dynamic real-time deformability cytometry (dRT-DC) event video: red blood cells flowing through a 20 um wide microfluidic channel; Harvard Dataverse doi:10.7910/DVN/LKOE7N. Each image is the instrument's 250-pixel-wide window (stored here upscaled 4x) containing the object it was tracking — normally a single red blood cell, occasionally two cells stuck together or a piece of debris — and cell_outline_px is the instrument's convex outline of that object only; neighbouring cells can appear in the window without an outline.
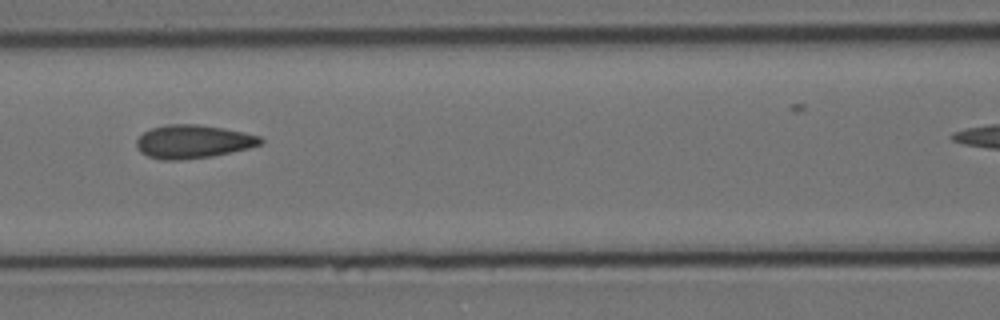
{"species": "Egyptian fruit bat (a non-hibernating species)", "species_latin": "Rousettus aegyptiacus", "temperature_condition": "cold", "stored_images_in_passage": 12, "camera_frame_rate_fps": 3000, "um_per_image_px": 0.085, "animal": {"sex": "female"}, "frame": {"image": 1, "passage_image": 3, "time_ms": 0.667, "image_size_px": [1000, 320], "cell_outline_px": [[264, 144], [248, 148], [212, 156], [180, 160], [160, 160], [148, 156], [140, 152], [136, 144], [136, 140], [144, 132], [152, 128], [168, 124], [196, 124], [244, 132], [260, 136], [264, 140]], "centroid_in_image_um": [16.41, 12.04], "position_along_channel_um": 150.2, "area_um2": 24.04}}
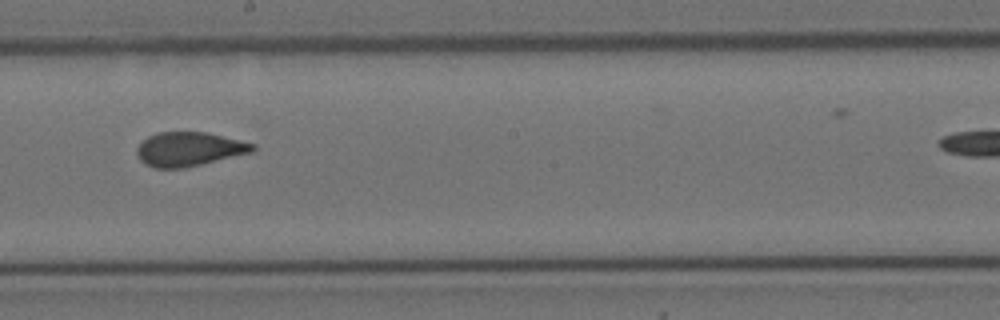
{"frame": {"image": 2, "passage_image": 5, "time_ms": 1.333, "image_size_px": [1000, 320], "cell_outline_px": [[256, 148], [252, 152], [184, 168], [156, 168], [144, 164], [140, 160], [136, 152], [136, 148], [148, 136], [156, 132], [204, 132], [256, 144]], "centroid_in_image_um": [16.04, 12.68], "position_along_channel_um": 232.2, "area_um2": 22.83}}
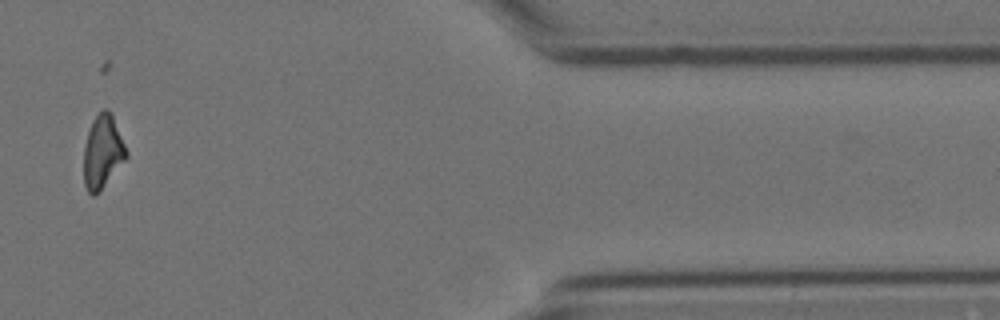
{"frame": {"image": 3, "passage_image": 11, "time_ms": 3.333, "image_size_px": [1000, 320], "cell_outline_px": [[128, 156], [100, 188], [92, 196], [88, 192], [84, 184], [84, 148], [88, 132], [92, 120], [104, 108], [112, 112], [128, 152]], "centroid_in_image_um": [8.73, 12.84], "position_along_channel_um": 402.7, "area_um2": 17.74}}